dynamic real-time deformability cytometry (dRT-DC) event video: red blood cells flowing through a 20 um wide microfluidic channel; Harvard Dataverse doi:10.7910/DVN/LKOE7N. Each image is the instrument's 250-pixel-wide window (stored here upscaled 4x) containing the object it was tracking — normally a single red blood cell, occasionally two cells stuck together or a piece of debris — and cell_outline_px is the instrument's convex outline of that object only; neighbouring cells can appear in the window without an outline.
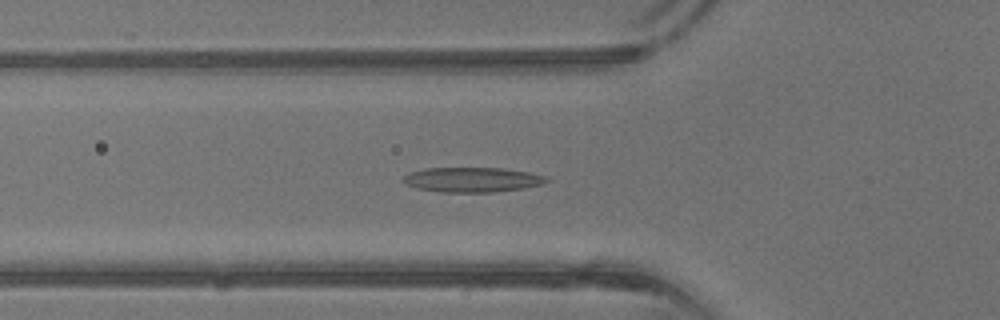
{"species": "common noctule bat (a hibernating species)", "species_latin": "Nyctalus noctula", "temperature_condition": "warm", "stored_images_in_passage": 43, "segment_of_instrument_passage": [1, 2], "camera_frame_rate_fps": 3000, "um_per_image_px": 0.085, "animal": {"sex": "male", "body_mass_g": 13.3}, "frame": {"image": 1, "passage_image": 15, "time_ms": 4.667, "image_size_px": [1000, 320], "cell_outline_px": [[552, 180], [544, 184], [524, 188], [492, 192], [440, 192], [416, 188], [400, 180], [408, 172], [424, 168], [504, 168], [528, 172], [544, 176]], "centroid_in_image_um": [40.14, 15.27], "position_along_channel_um": 85.7, "area_um2": 20.87}}
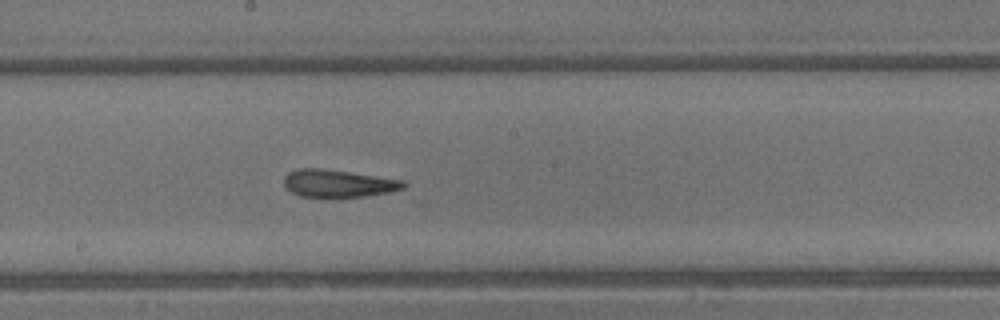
{"frame": {"image": 2, "passage_image": 23, "time_ms": 7.333, "image_size_px": [1000, 320], "cell_outline_px": [[408, 184], [404, 188], [388, 192], [364, 196], [300, 196], [292, 192], [284, 184], [284, 176], [288, 172], [296, 168], [320, 168], [404, 180]], "centroid_in_image_um": [28.74, 15.57], "position_along_channel_um": 219.5, "area_um2": 18.84}}
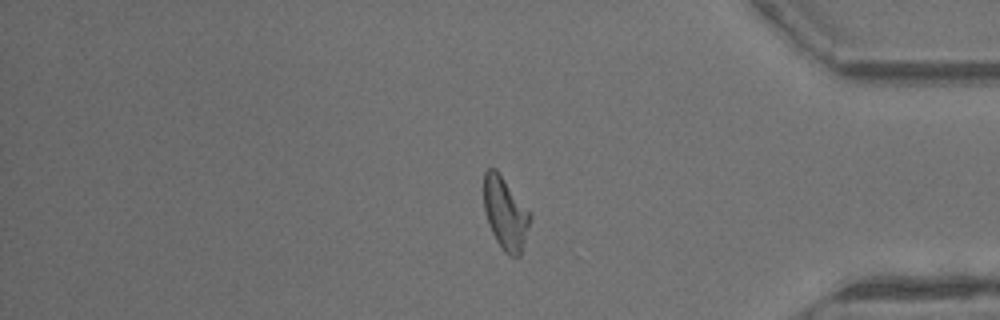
{"frame": {"image": 3, "passage_image": 35, "time_ms": 11.333, "image_size_px": [1000, 320], "cell_outline_px": [[532, 216], [524, 244], [520, 256], [512, 256], [504, 252], [496, 240], [488, 224], [484, 208], [484, 172], [488, 168], [496, 168], [532, 212]], "centroid_in_image_um": [42.98, 18.11], "position_along_channel_um": 392.2, "area_um2": 19.83}}